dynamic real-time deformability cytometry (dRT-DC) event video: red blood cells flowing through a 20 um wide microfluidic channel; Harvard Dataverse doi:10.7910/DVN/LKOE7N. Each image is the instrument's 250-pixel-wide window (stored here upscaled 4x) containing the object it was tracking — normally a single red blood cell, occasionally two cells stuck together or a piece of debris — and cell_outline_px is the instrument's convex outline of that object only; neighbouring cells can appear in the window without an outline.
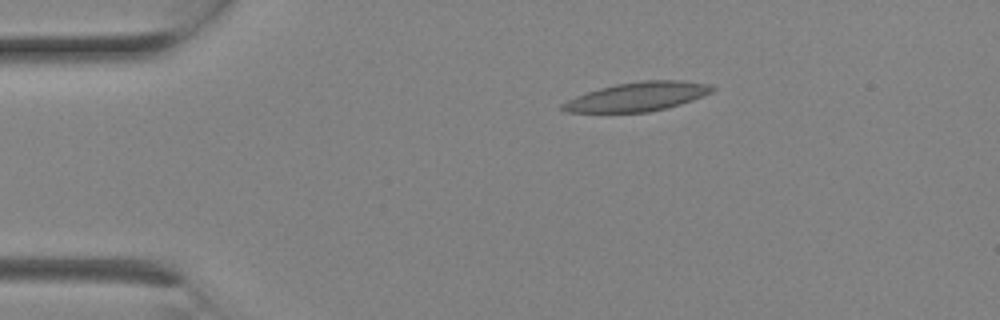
{"species": "Egyptian fruit bat (a non-hibernating species)", "species_latin": "Rousettus aegyptiacus", "temperature_condition": "room temperature", "stored_images_in_passage": 2, "camera_frame_rate_fps": 3000, "um_per_image_px": 0.085, "animal": {"sex": "female"}, "frame": {"image": 1, "passage_image": 2, "time_ms": 0.333, "image_size_px": [1000, 320], "cell_outline_px": [[716, 88], [712, 92], [704, 96], [680, 104], [648, 112], [564, 112], [560, 108], [560, 104], [576, 96], [600, 88], [616, 84], [644, 80], [680, 80], [712, 84]], "centroid_in_image_um": [54.21, 8.21], "position_along_channel_um": 30.8, "area_um2": 25.2}}